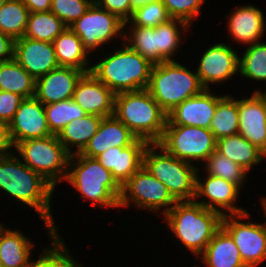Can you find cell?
Segmentation results:
<instances>
[{
    "label": "cell",
    "mask_w": 266,
    "mask_h": 267,
    "mask_svg": "<svg viewBox=\"0 0 266 267\" xmlns=\"http://www.w3.org/2000/svg\"><path fill=\"white\" fill-rule=\"evenodd\" d=\"M136 139V136L114 115L103 117L97 133L81 154L96 158L110 148L131 145Z\"/></svg>",
    "instance_id": "603a6c76"
},
{
    "label": "cell",
    "mask_w": 266,
    "mask_h": 267,
    "mask_svg": "<svg viewBox=\"0 0 266 267\" xmlns=\"http://www.w3.org/2000/svg\"><path fill=\"white\" fill-rule=\"evenodd\" d=\"M226 27L234 43L252 45L262 40L266 29V21L262 10L254 5H240L227 15Z\"/></svg>",
    "instance_id": "7402d4cb"
},
{
    "label": "cell",
    "mask_w": 266,
    "mask_h": 267,
    "mask_svg": "<svg viewBox=\"0 0 266 267\" xmlns=\"http://www.w3.org/2000/svg\"><path fill=\"white\" fill-rule=\"evenodd\" d=\"M216 151L233 160L248 173L254 165L264 161L266 155L242 135L234 134L216 140Z\"/></svg>",
    "instance_id": "4316f807"
},
{
    "label": "cell",
    "mask_w": 266,
    "mask_h": 267,
    "mask_svg": "<svg viewBox=\"0 0 266 267\" xmlns=\"http://www.w3.org/2000/svg\"><path fill=\"white\" fill-rule=\"evenodd\" d=\"M59 67H72L85 73L91 71L90 55L79 37L67 27L52 42ZM90 62V64H89Z\"/></svg>",
    "instance_id": "484cf974"
},
{
    "label": "cell",
    "mask_w": 266,
    "mask_h": 267,
    "mask_svg": "<svg viewBox=\"0 0 266 267\" xmlns=\"http://www.w3.org/2000/svg\"><path fill=\"white\" fill-rule=\"evenodd\" d=\"M154 1H156V0H131L132 14H133V11L136 8L144 6L145 4H148V3H151V2H154Z\"/></svg>",
    "instance_id": "7dc6e473"
},
{
    "label": "cell",
    "mask_w": 266,
    "mask_h": 267,
    "mask_svg": "<svg viewBox=\"0 0 266 267\" xmlns=\"http://www.w3.org/2000/svg\"><path fill=\"white\" fill-rule=\"evenodd\" d=\"M70 29L82 41L83 48L90 56L99 47L102 51V45L110 44L117 37H122L124 42L125 22L95 2L70 26Z\"/></svg>",
    "instance_id": "8fae6325"
},
{
    "label": "cell",
    "mask_w": 266,
    "mask_h": 267,
    "mask_svg": "<svg viewBox=\"0 0 266 267\" xmlns=\"http://www.w3.org/2000/svg\"><path fill=\"white\" fill-rule=\"evenodd\" d=\"M166 6L162 0L145 4L133 11L131 19L125 23V26L150 27L155 28L159 24L170 20Z\"/></svg>",
    "instance_id": "f35d334b"
},
{
    "label": "cell",
    "mask_w": 266,
    "mask_h": 267,
    "mask_svg": "<svg viewBox=\"0 0 266 267\" xmlns=\"http://www.w3.org/2000/svg\"><path fill=\"white\" fill-rule=\"evenodd\" d=\"M212 92V89H204L201 93L180 103L167 115L166 125L209 129L217 103L224 97L222 94L217 95Z\"/></svg>",
    "instance_id": "9a60e30c"
},
{
    "label": "cell",
    "mask_w": 266,
    "mask_h": 267,
    "mask_svg": "<svg viewBox=\"0 0 266 267\" xmlns=\"http://www.w3.org/2000/svg\"><path fill=\"white\" fill-rule=\"evenodd\" d=\"M72 99L87 115L108 117L114 114L115 94L91 72L77 82Z\"/></svg>",
    "instance_id": "ac0fdd59"
},
{
    "label": "cell",
    "mask_w": 266,
    "mask_h": 267,
    "mask_svg": "<svg viewBox=\"0 0 266 267\" xmlns=\"http://www.w3.org/2000/svg\"><path fill=\"white\" fill-rule=\"evenodd\" d=\"M30 11L21 0H6L0 7V32L14 41L24 36Z\"/></svg>",
    "instance_id": "836d02e7"
},
{
    "label": "cell",
    "mask_w": 266,
    "mask_h": 267,
    "mask_svg": "<svg viewBox=\"0 0 266 267\" xmlns=\"http://www.w3.org/2000/svg\"><path fill=\"white\" fill-rule=\"evenodd\" d=\"M239 135L266 155V105L257 92L238 100Z\"/></svg>",
    "instance_id": "ffe728a7"
},
{
    "label": "cell",
    "mask_w": 266,
    "mask_h": 267,
    "mask_svg": "<svg viewBox=\"0 0 266 267\" xmlns=\"http://www.w3.org/2000/svg\"><path fill=\"white\" fill-rule=\"evenodd\" d=\"M15 145L13 143L9 123L0 120V155L13 153Z\"/></svg>",
    "instance_id": "ee69618b"
},
{
    "label": "cell",
    "mask_w": 266,
    "mask_h": 267,
    "mask_svg": "<svg viewBox=\"0 0 266 267\" xmlns=\"http://www.w3.org/2000/svg\"><path fill=\"white\" fill-rule=\"evenodd\" d=\"M101 8L119 17L125 23L132 17L131 0H94Z\"/></svg>",
    "instance_id": "7bdbcfd3"
},
{
    "label": "cell",
    "mask_w": 266,
    "mask_h": 267,
    "mask_svg": "<svg viewBox=\"0 0 266 267\" xmlns=\"http://www.w3.org/2000/svg\"><path fill=\"white\" fill-rule=\"evenodd\" d=\"M190 27L184 20L176 18H171L157 26L158 64L166 61H176L175 56L185 39L186 34L183 33L189 32Z\"/></svg>",
    "instance_id": "f1b7e54d"
},
{
    "label": "cell",
    "mask_w": 266,
    "mask_h": 267,
    "mask_svg": "<svg viewBox=\"0 0 266 267\" xmlns=\"http://www.w3.org/2000/svg\"><path fill=\"white\" fill-rule=\"evenodd\" d=\"M24 99L17 93L0 90V120L10 123Z\"/></svg>",
    "instance_id": "b9f144b4"
},
{
    "label": "cell",
    "mask_w": 266,
    "mask_h": 267,
    "mask_svg": "<svg viewBox=\"0 0 266 267\" xmlns=\"http://www.w3.org/2000/svg\"><path fill=\"white\" fill-rule=\"evenodd\" d=\"M65 181L80 194V198L91 201L94 209H120L121 186L96 158L81 153L70 155Z\"/></svg>",
    "instance_id": "277c9868"
},
{
    "label": "cell",
    "mask_w": 266,
    "mask_h": 267,
    "mask_svg": "<svg viewBox=\"0 0 266 267\" xmlns=\"http://www.w3.org/2000/svg\"><path fill=\"white\" fill-rule=\"evenodd\" d=\"M30 13L48 12L51 10L52 0H21Z\"/></svg>",
    "instance_id": "bcb514c9"
},
{
    "label": "cell",
    "mask_w": 266,
    "mask_h": 267,
    "mask_svg": "<svg viewBox=\"0 0 266 267\" xmlns=\"http://www.w3.org/2000/svg\"><path fill=\"white\" fill-rule=\"evenodd\" d=\"M260 199H261L260 207L263 206L262 208H263L264 216L266 217V196H263V198L260 197ZM265 224H266V221H265Z\"/></svg>",
    "instance_id": "c3c4849f"
},
{
    "label": "cell",
    "mask_w": 266,
    "mask_h": 267,
    "mask_svg": "<svg viewBox=\"0 0 266 267\" xmlns=\"http://www.w3.org/2000/svg\"><path fill=\"white\" fill-rule=\"evenodd\" d=\"M20 229L0 226V267H29L33 247L31 238Z\"/></svg>",
    "instance_id": "cb8c5ba5"
},
{
    "label": "cell",
    "mask_w": 266,
    "mask_h": 267,
    "mask_svg": "<svg viewBox=\"0 0 266 267\" xmlns=\"http://www.w3.org/2000/svg\"><path fill=\"white\" fill-rule=\"evenodd\" d=\"M248 80L266 82V42L249 45L239 54V73Z\"/></svg>",
    "instance_id": "8d00e7d4"
},
{
    "label": "cell",
    "mask_w": 266,
    "mask_h": 267,
    "mask_svg": "<svg viewBox=\"0 0 266 267\" xmlns=\"http://www.w3.org/2000/svg\"><path fill=\"white\" fill-rule=\"evenodd\" d=\"M34 79L14 58L0 62V90L17 93L24 98L35 96Z\"/></svg>",
    "instance_id": "f546056e"
},
{
    "label": "cell",
    "mask_w": 266,
    "mask_h": 267,
    "mask_svg": "<svg viewBox=\"0 0 266 267\" xmlns=\"http://www.w3.org/2000/svg\"><path fill=\"white\" fill-rule=\"evenodd\" d=\"M204 174L220 177L236 184L240 189L248 178V172L233 160L221 155L216 150L203 162Z\"/></svg>",
    "instance_id": "d590c367"
},
{
    "label": "cell",
    "mask_w": 266,
    "mask_h": 267,
    "mask_svg": "<svg viewBox=\"0 0 266 267\" xmlns=\"http://www.w3.org/2000/svg\"><path fill=\"white\" fill-rule=\"evenodd\" d=\"M199 169L201 167L198 168L196 174V195L194 198L197 203L220 213L222 216L247 212L243 207L236 205L241 191L236 184L209 174H203L206 175L204 176L205 179H201Z\"/></svg>",
    "instance_id": "5bb4252c"
},
{
    "label": "cell",
    "mask_w": 266,
    "mask_h": 267,
    "mask_svg": "<svg viewBox=\"0 0 266 267\" xmlns=\"http://www.w3.org/2000/svg\"><path fill=\"white\" fill-rule=\"evenodd\" d=\"M14 153L54 188L58 183L65 181L70 154L59 142L57 135L52 134L44 138L28 139L17 143Z\"/></svg>",
    "instance_id": "ba28073f"
},
{
    "label": "cell",
    "mask_w": 266,
    "mask_h": 267,
    "mask_svg": "<svg viewBox=\"0 0 266 267\" xmlns=\"http://www.w3.org/2000/svg\"><path fill=\"white\" fill-rule=\"evenodd\" d=\"M67 26L51 11L30 13L24 37L53 42Z\"/></svg>",
    "instance_id": "1f68e13d"
},
{
    "label": "cell",
    "mask_w": 266,
    "mask_h": 267,
    "mask_svg": "<svg viewBox=\"0 0 266 267\" xmlns=\"http://www.w3.org/2000/svg\"><path fill=\"white\" fill-rule=\"evenodd\" d=\"M14 59L34 78L59 67L51 42L21 37L14 42Z\"/></svg>",
    "instance_id": "e0dca14e"
},
{
    "label": "cell",
    "mask_w": 266,
    "mask_h": 267,
    "mask_svg": "<svg viewBox=\"0 0 266 267\" xmlns=\"http://www.w3.org/2000/svg\"><path fill=\"white\" fill-rule=\"evenodd\" d=\"M171 18L184 20L193 26V20L200 17L205 0H162Z\"/></svg>",
    "instance_id": "60d3db41"
},
{
    "label": "cell",
    "mask_w": 266,
    "mask_h": 267,
    "mask_svg": "<svg viewBox=\"0 0 266 267\" xmlns=\"http://www.w3.org/2000/svg\"><path fill=\"white\" fill-rule=\"evenodd\" d=\"M225 42L214 43L199 58L196 73L205 89L225 83L239 73V52Z\"/></svg>",
    "instance_id": "4fadbf2b"
},
{
    "label": "cell",
    "mask_w": 266,
    "mask_h": 267,
    "mask_svg": "<svg viewBox=\"0 0 266 267\" xmlns=\"http://www.w3.org/2000/svg\"><path fill=\"white\" fill-rule=\"evenodd\" d=\"M14 40L0 32V62L14 58Z\"/></svg>",
    "instance_id": "f6af8a7d"
},
{
    "label": "cell",
    "mask_w": 266,
    "mask_h": 267,
    "mask_svg": "<svg viewBox=\"0 0 266 267\" xmlns=\"http://www.w3.org/2000/svg\"><path fill=\"white\" fill-rule=\"evenodd\" d=\"M124 42L153 65L158 64L157 26L155 28L125 26Z\"/></svg>",
    "instance_id": "e575fe53"
},
{
    "label": "cell",
    "mask_w": 266,
    "mask_h": 267,
    "mask_svg": "<svg viewBox=\"0 0 266 267\" xmlns=\"http://www.w3.org/2000/svg\"><path fill=\"white\" fill-rule=\"evenodd\" d=\"M117 45L114 52L94 62L90 72L114 94L147 89L153 64L125 42Z\"/></svg>",
    "instance_id": "3957f363"
},
{
    "label": "cell",
    "mask_w": 266,
    "mask_h": 267,
    "mask_svg": "<svg viewBox=\"0 0 266 267\" xmlns=\"http://www.w3.org/2000/svg\"><path fill=\"white\" fill-rule=\"evenodd\" d=\"M238 99L227 93L217 103L209 128L216 140L239 132Z\"/></svg>",
    "instance_id": "4dcf8cb0"
},
{
    "label": "cell",
    "mask_w": 266,
    "mask_h": 267,
    "mask_svg": "<svg viewBox=\"0 0 266 267\" xmlns=\"http://www.w3.org/2000/svg\"><path fill=\"white\" fill-rule=\"evenodd\" d=\"M207 267H247L231 235L221 227L199 256Z\"/></svg>",
    "instance_id": "d4e9b609"
},
{
    "label": "cell",
    "mask_w": 266,
    "mask_h": 267,
    "mask_svg": "<svg viewBox=\"0 0 266 267\" xmlns=\"http://www.w3.org/2000/svg\"><path fill=\"white\" fill-rule=\"evenodd\" d=\"M138 139L158 143L167 124V113L147 89L115 94L114 114Z\"/></svg>",
    "instance_id": "5b68a950"
},
{
    "label": "cell",
    "mask_w": 266,
    "mask_h": 267,
    "mask_svg": "<svg viewBox=\"0 0 266 267\" xmlns=\"http://www.w3.org/2000/svg\"><path fill=\"white\" fill-rule=\"evenodd\" d=\"M6 0H0V7L4 4Z\"/></svg>",
    "instance_id": "f907efd6"
},
{
    "label": "cell",
    "mask_w": 266,
    "mask_h": 267,
    "mask_svg": "<svg viewBox=\"0 0 266 267\" xmlns=\"http://www.w3.org/2000/svg\"><path fill=\"white\" fill-rule=\"evenodd\" d=\"M163 216L180 245H184L197 258L222 227L223 218L220 213L205 208L196 200L177 201Z\"/></svg>",
    "instance_id": "7a4b0ae2"
},
{
    "label": "cell",
    "mask_w": 266,
    "mask_h": 267,
    "mask_svg": "<svg viewBox=\"0 0 266 267\" xmlns=\"http://www.w3.org/2000/svg\"><path fill=\"white\" fill-rule=\"evenodd\" d=\"M44 108L49 130L54 135H58L71 121L87 115L72 98L44 105Z\"/></svg>",
    "instance_id": "74e56055"
},
{
    "label": "cell",
    "mask_w": 266,
    "mask_h": 267,
    "mask_svg": "<svg viewBox=\"0 0 266 267\" xmlns=\"http://www.w3.org/2000/svg\"><path fill=\"white\" fill-rule=\"evenodd\" d=\"M93 3L94 0H52L50 11L70 27Z\"/></svg>",
    "instance_id": "ab89813d"
},
{
    "label": "cell",
    "mask_w": 266,
    "mask_h": 267,
    "mask_svg": "<svg viewBox=\"0 0 266 267\" xmlns=\"http://www.w3.org/2000/svg\"><path fill=\"white\" fill-rule=\"evenodd\" d=\"M102 118L97 115H86L71 121L57 135L59 142L70 155L81 153L97 133Z\"/></svg>",
    "instance_id": "83f0119b"
},
{
    "label": "cell",
    "mask_w": 266,
    "mask_h": 267,
    "mask_svg": "<svg viewBox=\"0 0 266 267\" xmlns=\"http://www.w3.org/2000/svg\"><path fill=\"white\" fill-rule=\"evenodd\" d=\"M205 88L198 74L178 60L153 65L147 90L159 106L169 114L183 101Z\"/></svg>",
    "instance_id": "8992f818"
},
{
    "label": "cell",
    "mask_w": 266,
    "mask_h": 267,
    "mask_svg": "<svg viewBox=\"0 0 266 267\" xmlns=\"http://www.w3.org/2000/svg\"><path fill=\"white\" fill-rule=\"evenodd\" d=\"M254 92H257L259 94V96L264 100L265 105H266V90L262 91V90H254Z\"/></svg>",
    "instance_id": "681fc988"
},
{
    "label": "cell",
    "mask_w": 266,
    "mask_h": 267,
    "mask_svg": "<svg viewBox=\"0 0 266 267\" xmlns=\"http://www.w3.org/2000/svg\"><path fill=\"white\" fill-rule=\"evenodd\" d=\"M14 145L28 139L52 135L47 124L44 105L34 96L25 98L9 123Z\"/></svg>",
    "instance_id": "2e32d148"
},
{
    "label": "cell",
    "mask_w": 266,
    "mask_h": 267,
    "mask_svg": "<svg viewBox=\"0 0 266 267\" xmlns=\"http://www.w3.org/2000/svg\"><path fill=\"white\" fill-rule=\"evenodd\" d=\"M176 202L167 187L160 180L156 179L144 166L121 186L119 207L122 208L132 204L138 210L146 209L152 212V214L161 212L160 214L164 215Z\"/></svg>",
    "instance_id": "9c48e42d"
},
{
    "label": "cell",
    "mask_w": 266,
    "mask_h": 267,
    "mask_svg": "<svg viewBox=\"0 0 266 267\" xmlns=\"http://www.w3.org/2000/svg\"><path fill=\"white\" fill-rule=\"evenodd\" d=\"M58 232H54L49 238L50 246L44 247L39 252L37 260L31 257L29 267H84L82 263H78L69 252L68 247L64 244V239L60 237ZM33 259V260H32Z\"/></svg>",
    "instance_id": "d6a6232c"
},
{
    "label": "cell",
    "mask_w": 266,
    "mask_h": 267,
    "mask_svg": "<svg viewBox=\"0 0 266 267\" xmlns=\"http://www.w3.org/2000/svg\"><path fill=\"white\" fill-rule=\"evenodd\" d=\"M249 217L251 215L248 211L225 215L222 227L233 238L244 264L247 267H257L266 260V224L252 223Z\"/></svg>",
    "instance_id": "7c38bea8"
},
{
    "label": "cell",
    "mask_w": 266,
    "mask_h": 267,
    "mask_svg": "<svg viewBox=\"0 0 266 267\" xmlns=\"http://www.w3.org/2000/svg\"><path fill=\"white\" fill-rule=\"evenodd\" d=\"M175 158L195 166L203 162L216 150V139L209 129L166 125L162 138L157 143ZM195 162V164H194Z\"/></svg>",
    "instance_id": "30bf717a"
},
{
    "label": "cell",
    "mask_w": 266,
    "mask_h": 267,
    "mask_svg": "<svg viewBox=\"0 0 266 267\" xmlns=\"http://www.w3.org/2000/svg\"><path fill=\"white\" fill-rule=\"evenodd\" d=\"M0 190L14 201L33 208L47 228L49 237L59 232L51 210L55 188L14 152L0 155Z\"/></svg>",
    "instance_id": "6da1fadb"
},
{
    "label": "cell",
    "mask_w": 266,
    "mask_h": 267,
    "mask_svg": "<svg viewBox=\"0 0 266 267\" xmlns=\"http://www.w3.org/2000/svg\"><path fill=\"white\" fill-rule=\"evenodd\" d=\"M143 166L167 187L176 201L194 200L198 166L175 158L157 143L146 147Z\"/></svg>",
    "instance_id": "52a82bcc"
},
{
    "label": "cell",
    "mask_w": 266,
    "mask_h": 267,
    "mask_svg": "<svg viewBox=\"0 0 266 267\" xmlns=\"http://www.w3.org/2000/svg\"><path fill=\"white\" fill-rule=\"evenodd\" d=\"M84 73L72 67L53 69L36 79L35 97L43 105L71 99Z\"/></svg>",
    "instance_id": "44dd1931"
},
{
    "label": "cell",
    "mask_w": 266,
    "mask_h": 267,
    "mask_svg": "<svg viewBox=\"0 0 266 267\" xmlns=\"http://www.w3.org/2000/svg\"><path fill=\"white\" fill-rule=\"evenodd\" d=\"M143 139H136L126 147H113L96 157L97 161L122 186L136 171L143 166V154L148 146Z\"/></svg>",
    "instance_id": "d6986e66"
}]
</instances>
